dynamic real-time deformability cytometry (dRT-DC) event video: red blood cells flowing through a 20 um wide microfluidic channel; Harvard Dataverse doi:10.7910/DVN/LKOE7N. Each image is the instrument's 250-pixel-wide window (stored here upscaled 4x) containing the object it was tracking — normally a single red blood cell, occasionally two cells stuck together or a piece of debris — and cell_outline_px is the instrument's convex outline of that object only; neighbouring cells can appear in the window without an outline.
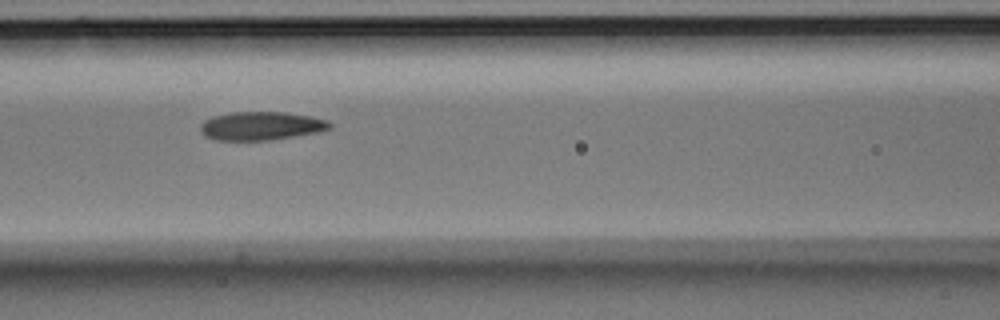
{"species": "Egyptian fruit bat (a non-hibernating species)", "species_latin": "Rousettus aegyptiacus", "temperature_condition": "room temperature", "stored_images_in_passage": 8, "segment_of_instrument_passage": [1, 2], "camera_frame_rate_fps": 3000, "um_per_image_px": 0.085, "animal": {"sex": "male"}, "frame": {"image": 1, "passage_image": 3, "time_ms": 0.667, "image_size_px": [1000, 320], "cell_outline_px": [[332, 128], [320, 132], [268, 140], [216, 140], [204, 136], [200, 132], [200, 124], [204, 120], [212, 116], [232, 112], [284, 112], [308, 116], [328, 120], [332, 124]], "centroid_in_image_um": [22.18, 10.7], "position_along_channel_um": 144.4, "area_um2": 21.56}}
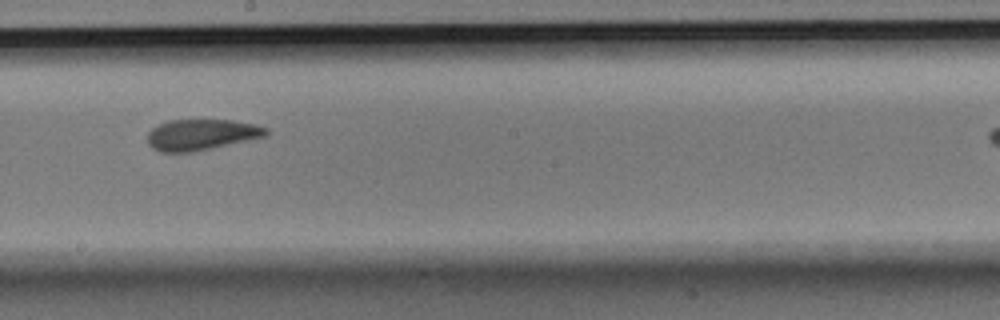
{"frame": {"image": 2, "passage_image": 5, "time_ms": 1.333, "image_size_px": [1000, 320], "cell_outline_px": [[268, 136], [192, 152], [160, 152], [152, 148], [148, 144], [148, 132], [152, 128], [168, 120], [232, 120], [252, 124], [268, 128]], "centroid_in_image_um": [17.11, 11.45], "position_along_channel_um": 231.1, "area_um2": 21.33}}
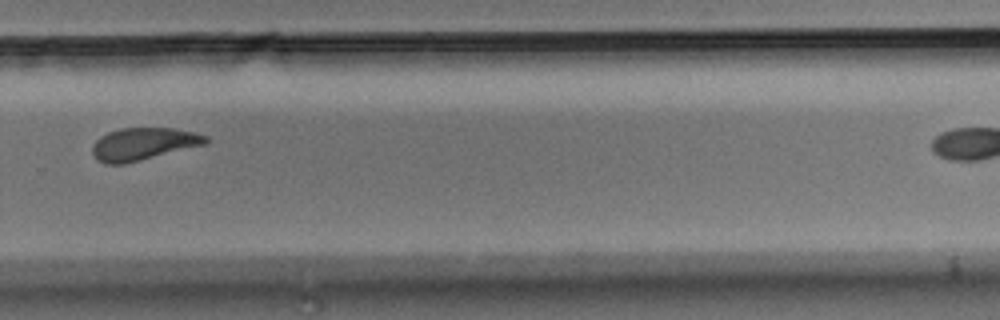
{"frame": {"image": 3, "passage_image": 7, "time_ms": 2.0, "image_size_px": [1000, 320], "cell_outline_px": [[208, 140], [204, 144], [124, 164], [104, 164], [96, 160], [92, 152], [92, 144], [100, 136], [108, 132], [120, 128], [172, 128], [196, 132], [208, 136]], "centroid_in_image_um": [12.13, 12.23], "position_along_channel_um": 317.7, "area_um2": 21.33}}